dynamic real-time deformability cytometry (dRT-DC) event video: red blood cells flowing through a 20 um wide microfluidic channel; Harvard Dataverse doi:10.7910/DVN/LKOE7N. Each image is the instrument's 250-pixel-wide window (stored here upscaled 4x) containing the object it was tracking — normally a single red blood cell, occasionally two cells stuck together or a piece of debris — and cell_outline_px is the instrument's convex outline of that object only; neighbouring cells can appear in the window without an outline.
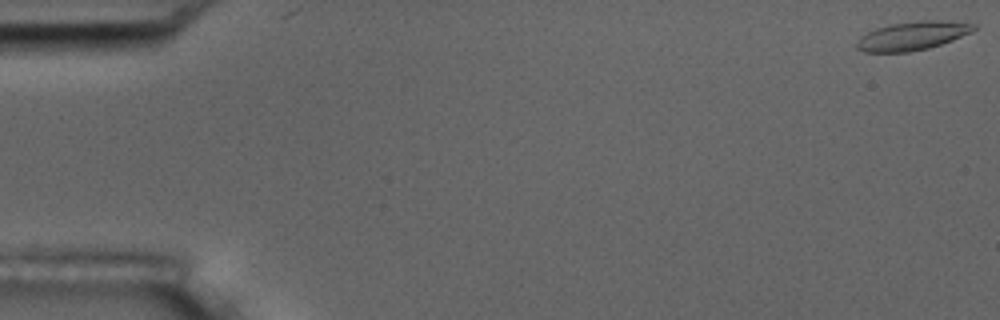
{"species": "common noctule bat (a hibernating species)", "species_latin": "Nyctalus noctula", "temperature_condition": "room temperature", "stored_images_in_passage": 15, "camera_frame_rate_fps": 3000, "um_per_image_px": 0.085, "animal": {"sex": "male", "body_mass_g": 17.5, "forearm_length_mm": 52.3}, "frame": {"image": 1, "passage_image": 1, "time_ms": 0.0, "image_size_px": [1000, 320], "cell_outline_px": [[976, 28], [972, 32], [952, 40], [928, 48], [908, 52], [864, 52], [856, 48], [856, 40], [860, 36], [876, 28], [892, 24], [920, 20], [940, 20], [976, 24]], "centroid_in_image_um": [77.54, 3.04], "position_along_channel_um": 7.5, "area_um2": 19.48}}
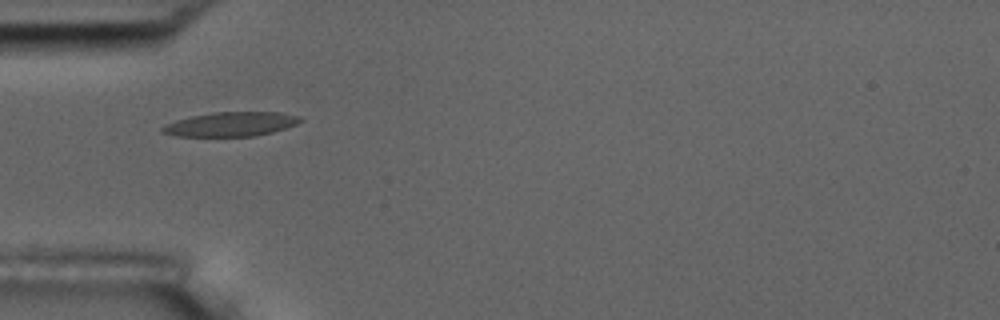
{"frame": {"image": 2, "passage_image": 5, "time_ms": 5.667, "image_size_px": [1000, 320], "cell_outline_px": [[304, 120], [296, 124], [272, 132], [256, 136], [176, 136], [160, 132], [160, 128], [164, 124], [176, 120], [192, 116], [212, 112], [280, 112], [300, 116]], "centroid_in_image_um": [19.6, 10.55], "position_along_channel_um": 65.4, "area_um2": 19.59}, "authors_computed_cell_mechanics": {"area_um2": 19.4786, "velocity_mm_per_s": 3.6028, "shape_relaxation_time_tau1_ms": null, "shape_relaxation_time_tau2_ms": 1.4209, "deformation_change_tau1": null, "deformation_change_tau2": 0.0666}}